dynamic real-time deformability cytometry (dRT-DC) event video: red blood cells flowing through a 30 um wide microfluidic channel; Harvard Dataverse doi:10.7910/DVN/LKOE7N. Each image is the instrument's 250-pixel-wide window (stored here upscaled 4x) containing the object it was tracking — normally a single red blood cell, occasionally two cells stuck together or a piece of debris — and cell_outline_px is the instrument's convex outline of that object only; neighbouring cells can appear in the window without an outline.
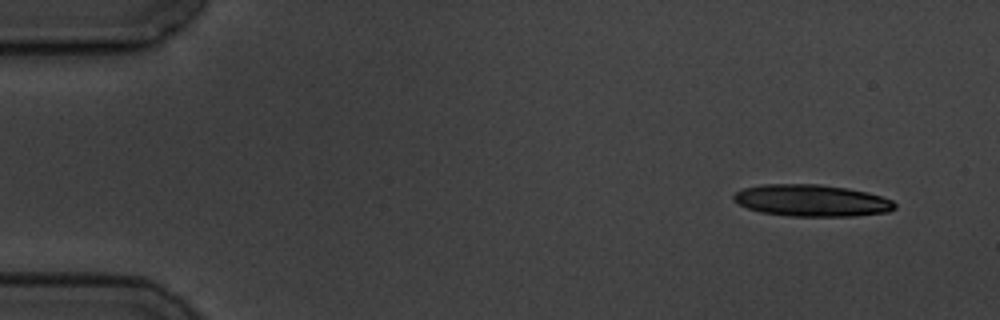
{"species": "common noctule bat (a hibernating species)", "species_latin": "Nyctalus noctula", "temperature_condition": "cold", "stored_images_in_passage": 6, "camera_frame_rate_fps": 3000, "um_per_image_px": 0.085, "animal": {"sex": "male", "body_mass_g": 19.5, "forearm_length_mm": 54.6}, "frame": {"image": 1, "passage_image": 1, "time_ms": 0.0, "image_size_px": [1000, 320], "cell_outline_px": [[896, 208], [888, 212], [856, 216], [792, 216], [760, 212], [748, 208], [732, 200], [732, 196], [736, 192], [744, 188], [764, 184], [820, 184], [848, 188], [868, 192], [892, 200], [896, 204]], "centroid_in_image_um": [69.01, 17.04], "position_along_channel_um": 16.0, "area_um2": 29.94}}
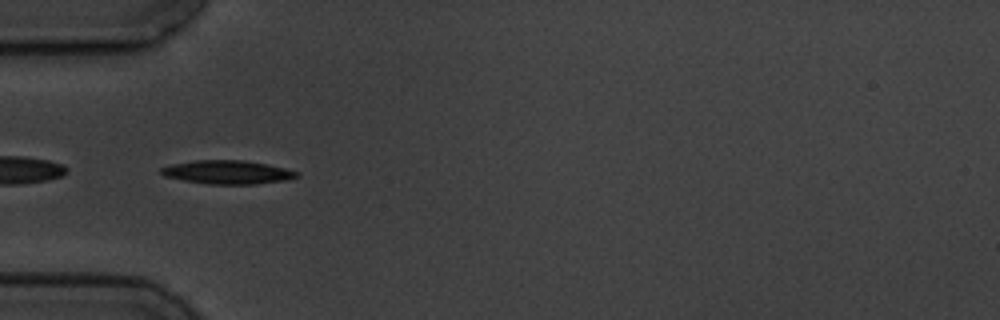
{"frame": {"image": 2, "passage_image": 5, "time_ms": 4.667, "image_size_px": [1000, 320], "cell_outline_px": [[300, 176], [284, 180], [256, 184], [208, 184], [184, 180], [164, 176], [160, 172], [160, 168], [172, 164], [196, 160], [244, 160], [284, 168], [300, 172]], "centroid_in_image_um": [19.33, 14.63], "position_along_channel_um": 65.7, "area_um2": 18.5}}